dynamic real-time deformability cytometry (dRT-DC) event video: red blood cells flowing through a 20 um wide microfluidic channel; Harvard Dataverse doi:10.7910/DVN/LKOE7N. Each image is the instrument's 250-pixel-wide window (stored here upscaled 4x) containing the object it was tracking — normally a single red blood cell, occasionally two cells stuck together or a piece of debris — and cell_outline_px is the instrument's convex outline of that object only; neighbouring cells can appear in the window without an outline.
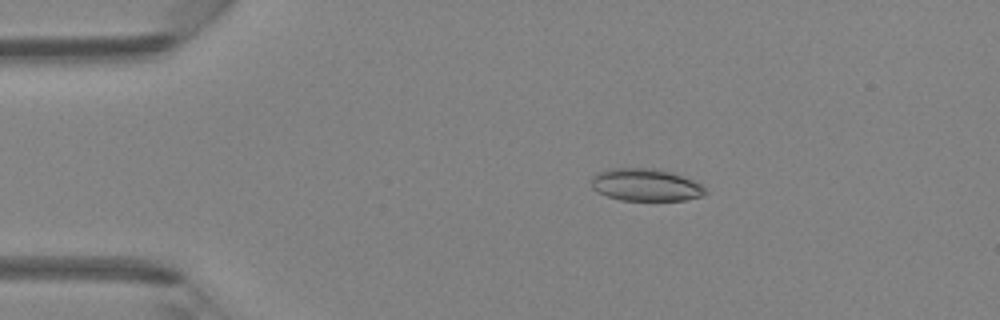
{"species": "Egyptian fruit bat (a non-hibernating species)", "species_latin": "Rousettus aegyptiacus", "temperature_condition": "room temperature", "stored_images_in_passage": 4, "camera_frame_rate_fps": 3000, "um_per_image_px": 0.085, "animal": {"sex": "female"}, "frame": {"image": 1, "passage_image": 3, "time_ms": 2.333, "image_size_px": [1000, 320], "cell_outline_px": [[708, 192], [704, 196], [684, 200], [620, 200], [596, 192], [592, 188], [592, 176], [596, 172], [608, 168], [652, 168], [684, 176], [700, 184]], "centroid_in_image_um": [54.85, 15.71], "position_along_channel_um": 30.1, "area_um2": 21.56}}